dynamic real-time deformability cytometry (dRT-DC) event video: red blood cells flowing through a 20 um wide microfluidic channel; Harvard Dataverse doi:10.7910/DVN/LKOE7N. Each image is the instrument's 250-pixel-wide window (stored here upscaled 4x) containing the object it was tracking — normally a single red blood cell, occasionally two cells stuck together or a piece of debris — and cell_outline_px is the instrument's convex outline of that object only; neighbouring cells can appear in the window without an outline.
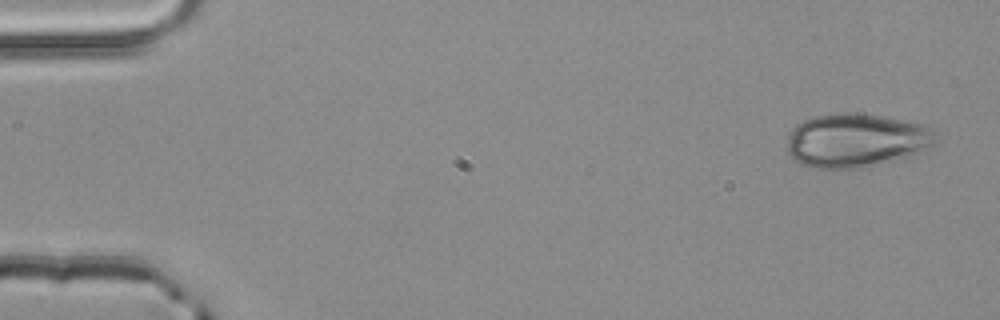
{"species": "common noctule bat (a hibernating species)", "species_latin": "Nyctalus noctula", "temperature_condition": "room temperature", "stored_images_in_passage": 3, "camera_frame_rate_fps": 3000, "um_per_image_px": 0.085, "animal": {"sex": "male", "body_mass_g": 20.4}, "frame": {"image": 1, "passage_image": 1, "time_ms": 0.0, "image_size_px": [1000, 320], "cell_outline_px": [[936, 144], [904, 156], [860, 168], [816, 168], [792, 160], [788, 152], [788, 132], [796, 124], [812, 116], [848, 112], [852, 112], [880, 116], [924, 124], [932, 128]], "centroid_in_image_um": [72.69, 11.91], "position_along_channel_um": 12.3, "area_um2": 45.95}}
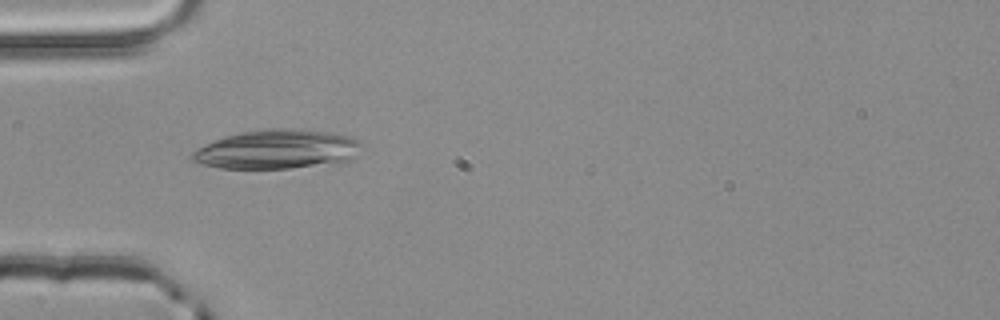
{"frame": {"image": 2, "passage_image": 3, "time_ms": 0.667, "image_size_px": [1000, 320], "cell_outline_px": [[364, 144], [356, 156], [340, 164], [288, 168], [220, 168], [204, 164], [192, 160], [188, 156], [192, 152], [224, 136], [240, 132], [276, 128], [292, 128], [332, 132], [352, 136], [360, 140]], "centroid_in_image_um": [23.67, 12.69], "position_along_channel_um": 61.3, "area_um2": 39.02}}